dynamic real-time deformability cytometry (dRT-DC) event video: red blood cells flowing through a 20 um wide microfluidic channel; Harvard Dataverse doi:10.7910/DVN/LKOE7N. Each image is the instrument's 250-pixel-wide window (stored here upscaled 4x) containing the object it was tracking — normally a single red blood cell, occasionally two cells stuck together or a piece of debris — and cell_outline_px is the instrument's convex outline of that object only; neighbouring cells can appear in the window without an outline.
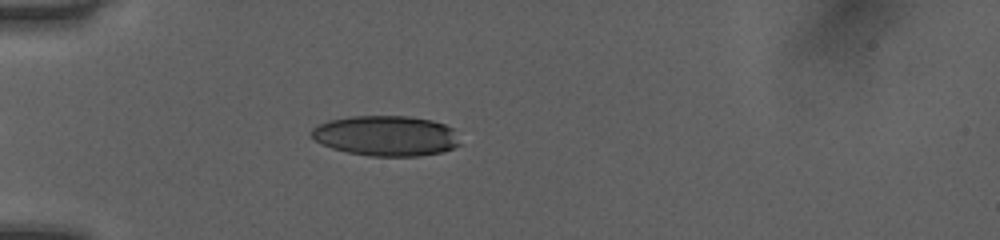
{"species": "human", "species_latin": "Homo sapiens", "temperature_condition": "room temperature", "stored_images_in_passage": 38, "camera_frame_rate_fps": 3000, "um_per_image_px": 0.085, "donor": {"sex": "female"}, "frame": {"image": 1, "passage_image": 6, "time_ms": 1.667, "image_size_px": [1000, 240], "cell_outline_px": [[460, 144], [444, 152], [420, 156], [368, 156], [348, 152], [332, 148], [320, 144], [312, 136], [312, 128], [328, 120], [352, 116], [408, 116], [432, 120], [444, 124], [452, 128]], "centroid_in_image_um": [32.81, 11.54], "position_along_channel_um": 52.2, "area_um2": 34.85}}
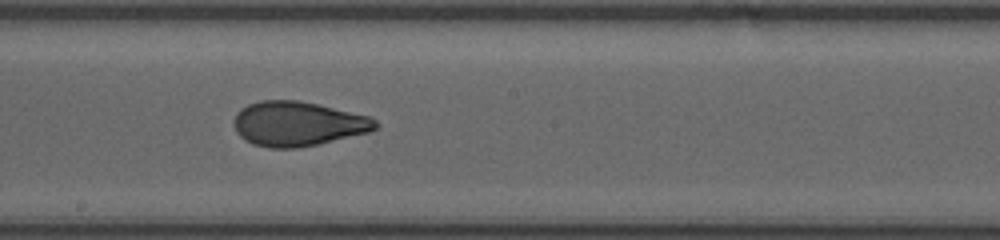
{"frame": {"image": 2, "passage_image": 20, "time_ms": 6.333, "image_size_px": [1000, 240], "cell_outline_px": [[380, 124], [376, 128], [368, 132], [316, 144], [296, 148], [268, 148], [252, 144], [244, 140], [236, 132], [232, 124], [232, 120], [236, 112], [240, 108], [248, 104], [260, 100], [296, 100], [316, 104], [368, 116], [376, 120]], "centroid_in_image_um": [25.23, 10.52], "position_along_channel_um": 223.0, "area_um2": 36.76}}
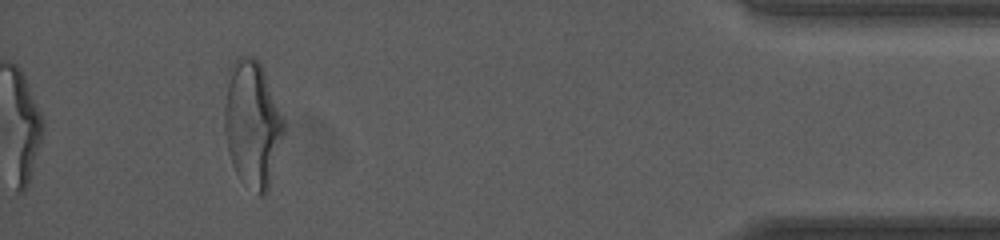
{"frame": {"image": 3, "passage_image": 38, "time_ms": 12.333, "image_size_px": [1000, 240], "cell_outline_px": [[284, 132], [268, 188], [264, 196], [260, 196], [244, 184], [240, 180], [232, 164], [228, 152], [224, 128], [224, 104], [228, 68], [236, 56], [252, 56], [260, 64], [264, 72], [284, 116]], "centroid_in_image_um": [21.42, 10.5], "position_along_channel_um": 413.8, "area_um2": 43.93}, "authors_computed_cell_mechanics": {"area_um2": 36.6452, "velocity_mm_per_s": 4.0586, "shape_relaxation_time_tau1_ms": 3.8287, "shape_relaxation_time_tau2_ms": 1.3517, "deformation_change_tau1": 0.1717, "deformation_change_tau2": 0.0725}}